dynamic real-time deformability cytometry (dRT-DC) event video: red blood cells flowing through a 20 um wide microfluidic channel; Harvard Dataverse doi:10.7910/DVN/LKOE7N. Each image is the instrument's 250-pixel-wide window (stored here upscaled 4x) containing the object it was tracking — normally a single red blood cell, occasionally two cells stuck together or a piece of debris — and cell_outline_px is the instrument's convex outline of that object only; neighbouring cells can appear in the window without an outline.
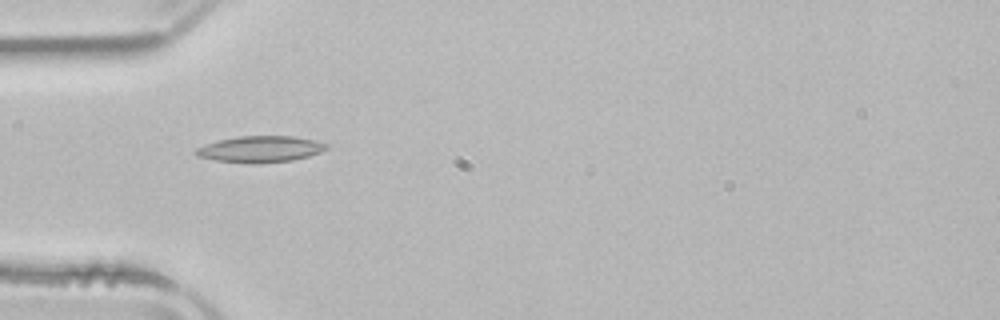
{"species": "common noctule bat (a hibernating species)", "species_latin": "Nyctalus noctula", "temperature_condition": "room temperature", "stored_images_in_passage": 20, "camera_frame_rate_fps": 3000, "um_per_image_px": 0.085, "animal": {"sex": "male", "body_mass_g": 21.5, "forearm_length_mm": 52.0}, "frame": {"image": 1, "passage_image": 1, "time_ms": 0.0, "image_size_px": [1000, 320], "cell_outline_px": [[328, 148], [320, 152], [308, 156], [292, 160], [260, 164], [248, 164], [216, 160], [196, 156], [192, 152], [196, 148], [204, 144], [220, 140], [240, 136], [292, 136], [312, 140], [328, 144]], "centroid_in_image_um": [22.08, 12.69], "position_along_channel_um": 62.9, "area_um2": 20.11}}
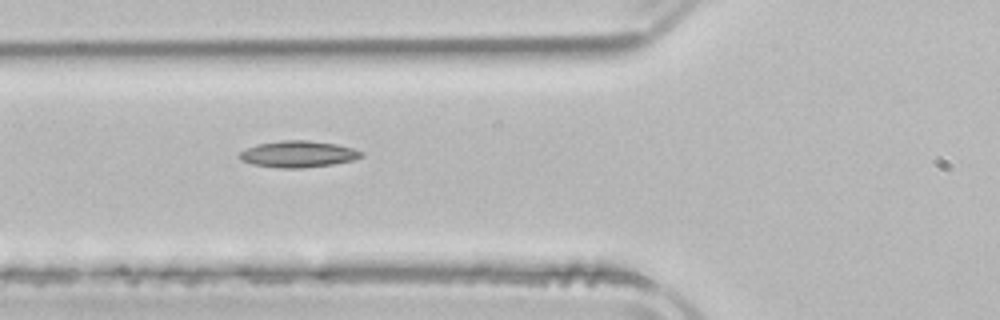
{"frame": {"image": 2, "passage_image": 4, "time_ms": 1.0, "image_size_px": [1000, 320], "cell_outline_px": [[364, 156], [352, 160], [332, 164], [300, 168], [280, 168], [252, 164], [240, 160], [236, 156], [240, 152], [256, 144], [280, 140], [308, 140], [336, 144], [352, 148], [364, 152]], "centroid_in_image_um": [25.31, 13.09], "position_along_channel_um": 100.5, "area_um2": 18.84}}